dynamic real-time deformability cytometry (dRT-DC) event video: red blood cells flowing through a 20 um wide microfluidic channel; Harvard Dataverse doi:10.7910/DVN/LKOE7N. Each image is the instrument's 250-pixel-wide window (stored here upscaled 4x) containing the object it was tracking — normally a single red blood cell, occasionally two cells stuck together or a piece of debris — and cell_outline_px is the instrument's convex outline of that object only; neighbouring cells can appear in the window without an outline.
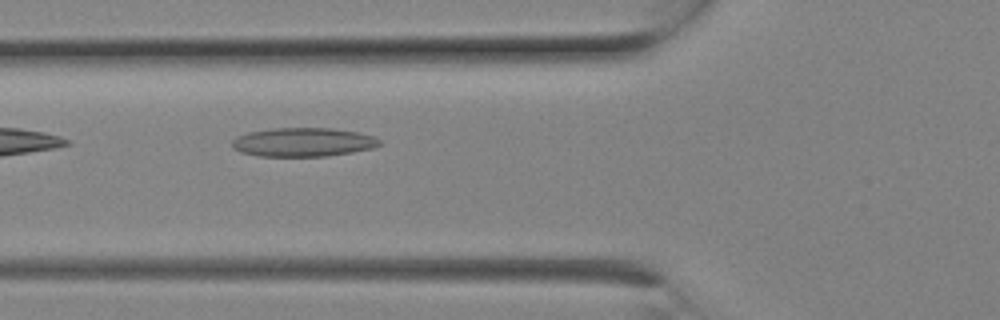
{"species": "Egyptian fruit bat (a non-hibernating species)", "species_latin": "Rousettus aegyptiacus", "temperature_condition": "room temperature", "stored_images_in_passage": 8, "camera_frame_rate_fps": 3000, "um_per_image_px": 0.085, "animal": {"sex": "female"}, "frame": {"image": 1, "passage_image": 8, "time_ms": 2.333, "image_size_px": [1000, 320], "cell_outline_px": [[380, 144], [372, 148], [352, 152], [328, 156], [260, 156], [240, 152], [232, 148], [232, 140], [236, 136], [248, 132], [272, 128], [332, 128], [356, 132], [372, 136], [380, 140]], "centroid_in_image_um": [25.71, 12.08], "position_along_channel_um": 100.1, "area_um2": 24.74}}